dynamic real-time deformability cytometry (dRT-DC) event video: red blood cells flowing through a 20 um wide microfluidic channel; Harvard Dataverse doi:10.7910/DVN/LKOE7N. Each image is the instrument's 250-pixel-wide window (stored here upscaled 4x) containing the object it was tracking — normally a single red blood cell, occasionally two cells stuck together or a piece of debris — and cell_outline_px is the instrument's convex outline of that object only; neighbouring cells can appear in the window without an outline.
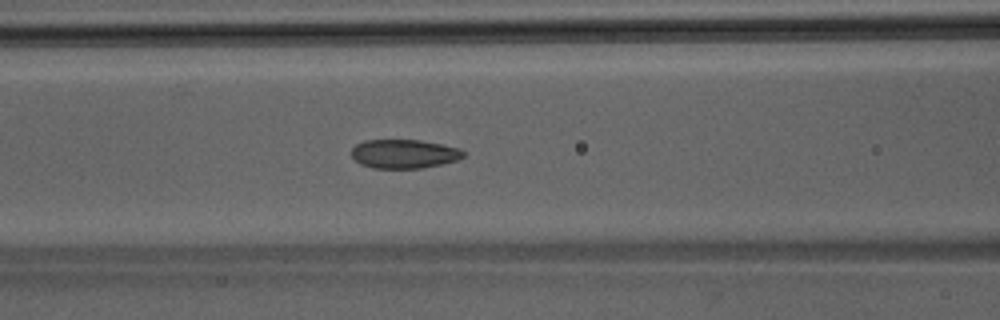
{"species": "Egyptian fruit bat (a non-hibernating species)", "species_latin": "Rousettus aegyptiacus", "temperature_condition": "room temperature", "stored_images_in_passage": 45, "segment_of_instrument_passage": [1, 2], "camera_frame_rate_fps": 3000, "um_per_image_px": 0.085, "animal": {"sex": "male"}, "frame": {"image": 1, "passage_image": 17, "time_ms": 5.333, "image_size_px": [1000, 320], "cell_outline_px": [[464, 156], [456, 160], [440, 164], [420, 168], [372, 168], [360, 164], [352, 156], [352, 148], [356, 144], [364, 140], [420, 140], [460, 148], [464, 152]], "centroid_in_image_um": [34.32, 13.07], "position_along_channel_um": 132.3, "area_um2": 18.73}}
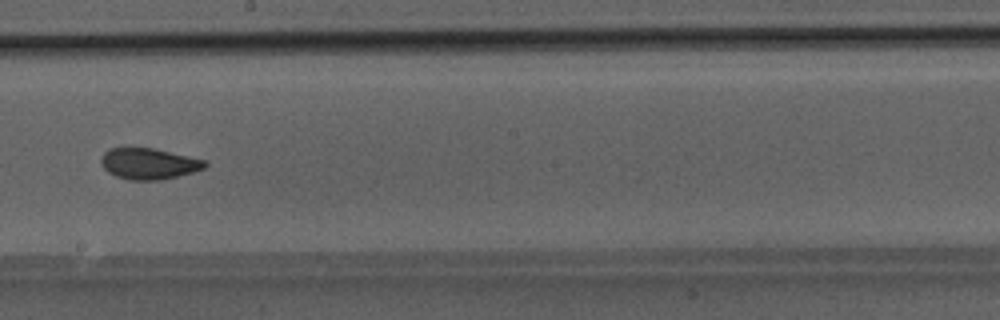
{"frame": {"image": 2, "passage_image": 24, "time_ms": 7.667, "image_size_px": [1000, 320], "cell_outline_px": [[208, 164], [204, 168], [192, 172], [160, 180], [128, 180], [116, 176], [108, 172], [104, 168], [100, 160], [100, 156], [108, 148], [152, 148], [208, 160]], "centroid_in_image_um": [12.64, 13.91], "position_along_channel_um": 235.6, "area_um2": 18.84}}
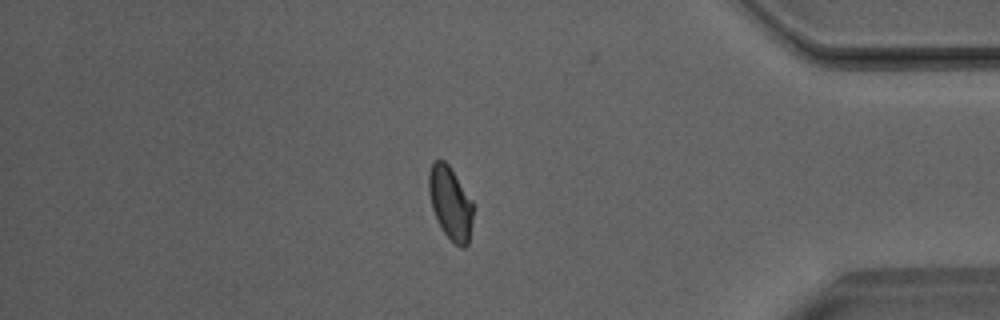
{"frame": {"image": 3, "passage_image": 37, "time_ms": 12.0, "image_size_px": [1000, 320], "cell_outline_px": [[472, 220], [468, 244], [464, 248], [460, 248], [444, 232], [436, 220], [432, 208], [428, 192], [428, 172], [432, 164], [436, 160], [444, 160], [448, 164], [472, 200]], "centroid_in_image_um": [38.26, 17.25], "position_along_channel_um": 396.9, "area_um2": 18.73}}